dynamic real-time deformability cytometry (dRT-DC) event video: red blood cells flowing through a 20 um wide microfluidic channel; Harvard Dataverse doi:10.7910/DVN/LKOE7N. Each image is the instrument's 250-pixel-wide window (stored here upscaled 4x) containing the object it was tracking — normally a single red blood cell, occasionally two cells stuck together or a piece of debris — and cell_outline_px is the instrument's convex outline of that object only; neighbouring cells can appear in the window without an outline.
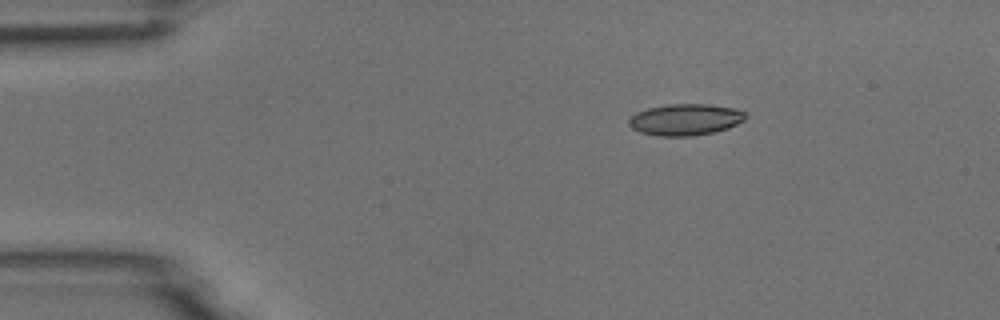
{"species": "common noctule bat (a hibernating species)", "species_latin": "Nyctalus noctula", "temperature_condition": "room temperature", "stored_images_in_passage": 3, "camera_frame_rate_fps": 3000, "um_per_image_px": 0.085, "animal": {"sex": "male", "body_mass_g": 18.8}, "frame": {"image": 1, "passage_image": 1, "time_ms": 0.0, "image_size_px": [1000, 320], "cell_outline_px": [[748, 116], [744, 120], [728, 128], [712, 132], [692, 136], [656, 136], [640, 132], [632, 128], [628, 124], [628, 120], [636, 112], [648, 108], [668, 104], [708, 104], [732, 108], [744, 112]], "centroid_in_image_um": [58.23, 10.17], "position_along_channel_um": 26.8, "area_um2": 21.33}}